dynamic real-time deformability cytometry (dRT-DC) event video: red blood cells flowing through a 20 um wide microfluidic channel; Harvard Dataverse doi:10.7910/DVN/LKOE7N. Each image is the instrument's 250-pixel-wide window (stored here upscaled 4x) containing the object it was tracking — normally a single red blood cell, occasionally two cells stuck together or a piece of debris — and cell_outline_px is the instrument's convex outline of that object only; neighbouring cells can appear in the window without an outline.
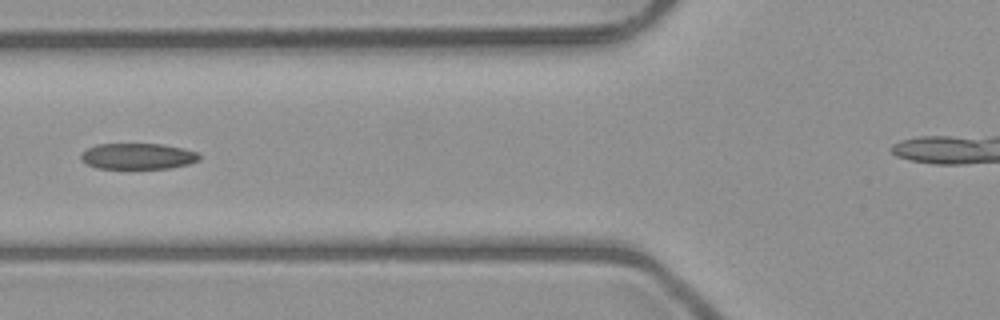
{"species": "common noctule bat (a hibernating species)", "species_latin": "Nyctalus noctula", "temperature_condition": "room temperature", "stored_images_in_passage": 7, "camera_frame_rate_fps": 3000, "um_per_image_px": 0.085, "animal": {"sex": "male", "body_mass_g": 23.1, "forearm_length_mm": 52.7}, "frame": {"image": 1, "passage_image": 6, "time_ms": 6.667, "image_size_px": [1000, 320], "cell_outline_px": [[200, 160], [188, 164], [168, 168], [96, 168], [80, 160], [80, 152], [96, 144], [160, 144], [180, 148], [196, 152], [200, 156]], "centroid_in_image_um": [11.66, 13.28], "position_along_channel_um": 114.1, "area_um2": 17.8}}
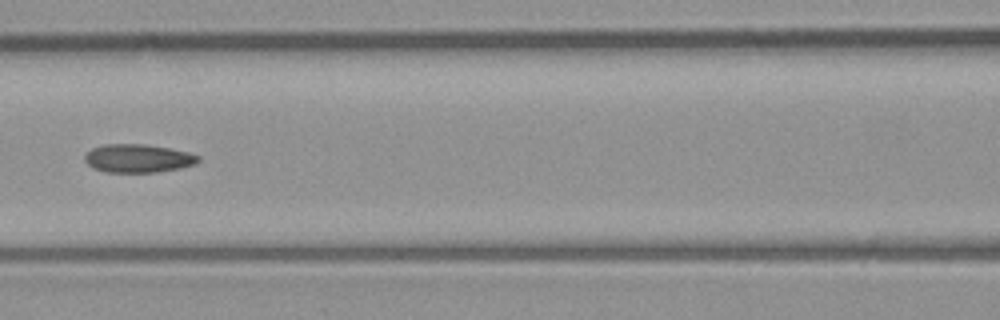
{"frame": {"image": 2, "passage_image": 7, "time_ms": 7.667, "image_size_px": [1000, 320], "cell_outline_px": [[200, 160], [196, 164], [180, 168], [156, 172], [104, 172], [92, 168], [84, 160], [84, 156], [92, 148], [104, 144], [144, 144], [168, 148], [188, 152], [200, 156]], "centroid_in_image_um": [11.72, 13.46], "position_along_channel_um": 154.9, "area_um2": 18.79}}